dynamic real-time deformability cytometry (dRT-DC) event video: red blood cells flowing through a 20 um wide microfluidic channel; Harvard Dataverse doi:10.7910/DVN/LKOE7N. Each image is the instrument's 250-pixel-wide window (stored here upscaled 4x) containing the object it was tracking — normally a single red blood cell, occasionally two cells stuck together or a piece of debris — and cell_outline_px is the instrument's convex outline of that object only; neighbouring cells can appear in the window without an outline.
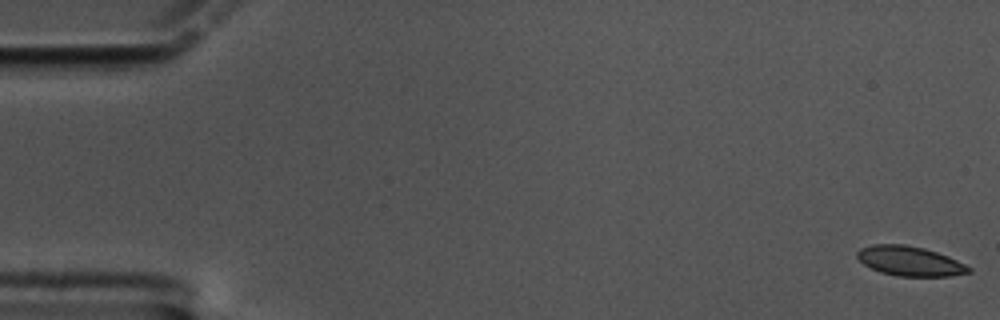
{"species": "common noctule bat (a hibernating species)", "species_latin": "Nyctalus noctula", "temperature_condition": "cold", "stored_images_in_passage": 61, "camera_frame_rate_fps": 3000, "um_per_image_px": 0.085, "animal": {"sex": "male", "body_mass_g": 17.5, "forearm_length_mm": 52.3}, "frame": {"image": 1, "passage_image": 1, "time_ms": 0.0, "image_size_px": [1000, 320], "cell_outline_px": [[972, 272], [952, 276], [896, 276], [880, 272], [864, 264], [856, 256], [856, 252], [860, 248], [872, 244], [904, 244], [924, 248], [948, 256], [972, 268]], "centroid_in_image_um": [77.33, 22.19], "position_along_channel_um": 7.7, "area_um2": 19.31}}
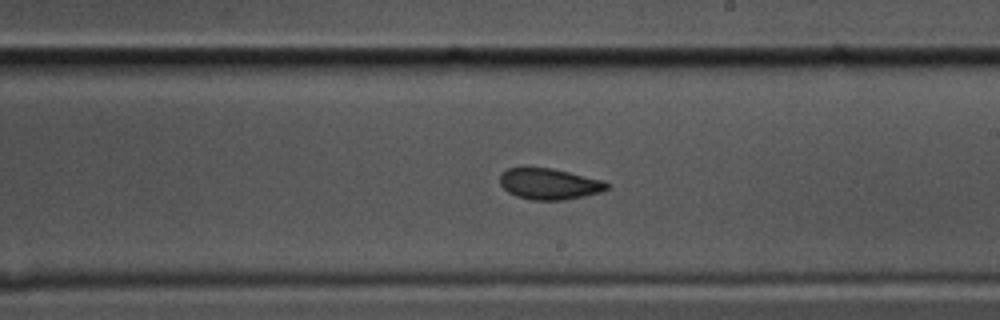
{"frame": {"image": 2, "passage_image": 35, "time_ms": 11.333, "image_size_px": [1000, 320], "cell_outline_px": [[612, 184], [608, 188], [600, 192], [584, 196], [564, 200], [532, 200], [516, 196], [508, 192], [500, 184], [500, 172], [508, 168], [520, 164], [552, 168], [604, 180]], "centroid_in_image_um": [46.64, 15.59], "position_along_channel_um": 242.4, "area_um2": 20.11}}
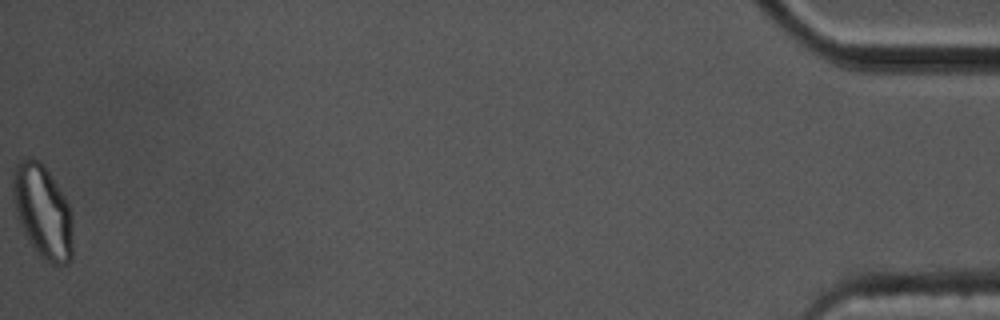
{"frame": {"image": 3, "passage_image": 61, "time_ms": 20.0, "image_size_px": [1000, 320], "cell_outline_px": [[72, 260], [68, 264], [52, 264], [28, 240], [16, 216], [12, 196], [12, 176], [16, 164], [24, 156], [28, 156], [40, 160], [64, 196], [68, 204], [72, 216]], "centroid_in_image_um": [3.61, 17.92], "position_along_channel_um": 431.6, "area_um2": 32.43}, "authors_computed_cell_mechanics": {"area_um2": 19.7676, "velocity_mm_per_s": 3.3269, "shape_relaxation_time_tau1_ms": 4.4987, "shape_relaxation_time_tau2_ms": 1.4244, "deformation_change_tau1": 0.1346, "deformation_change_tau2": 0.071}}